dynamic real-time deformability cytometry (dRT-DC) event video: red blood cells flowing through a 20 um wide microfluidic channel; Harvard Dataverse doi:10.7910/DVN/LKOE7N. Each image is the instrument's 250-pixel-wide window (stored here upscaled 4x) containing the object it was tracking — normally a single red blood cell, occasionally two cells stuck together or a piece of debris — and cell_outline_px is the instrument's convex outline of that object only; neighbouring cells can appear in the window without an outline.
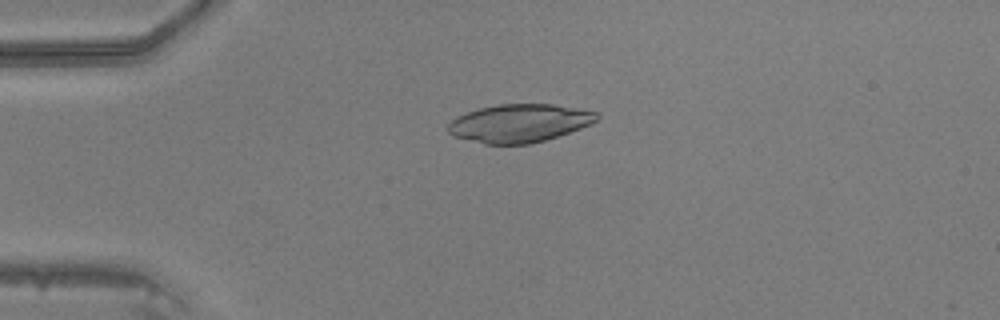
{"species": "common noctule bat (a hibernating species)", "species_latin": "Nyctalus noctula", "temperature_condition": "warm", "stored_images_in_passage": 48, "camera_frame_rate_fps": 3000, "um_per_image_px": 0.085, "animal": {"sex": "male", "body_mass_g": 20.5, "forearm_length_mm": 52.5}, "frame": {"image": 1, "passage_image": 12, "time_ms": 3.667, "image_size_px": [1000, 320], "cell_outline_px": [[600, 116], [596, 120], [580, 128], [544, 140], [528, 144], [484, 144], [456, 136], [448, 132], [448, 124], [456, 116], [480, 108], [500, 104], [552, 104], [576, 108], [596, 112]], "centroid_in_image_um": [44.12, 10.46], "position_along_channel_um": 40.9, "area_um2": 32.54}}
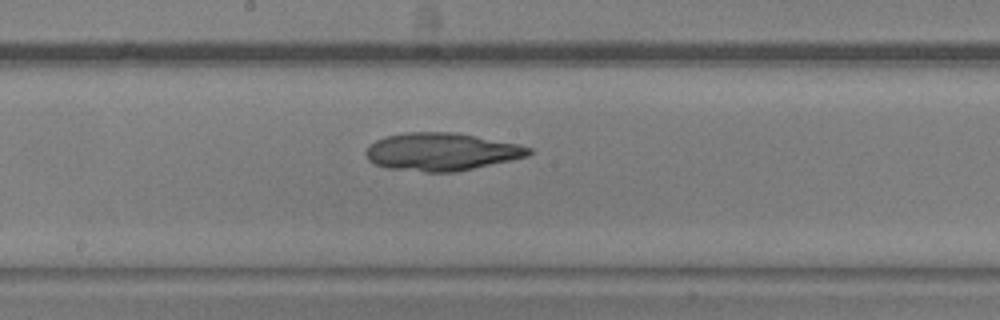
{"frame": {"image": 2, "passage_image": 26, "time_ms": 8.333, "image_size_px": [1000, 320], "cell_outline_px": [[532, 152], [528, 156], [456, 172], [424, 172], [388, 168], [372, 164], [368, 160], [364, 152], [376, 140], [384, 136], [404, 132], [452, 132], [476, 136], [516, 144], [532, 148]], "centroid_in_image_um": [37.47, 12.9], "position_along_channel_um": 210.7, "area_um2": 35.78}}
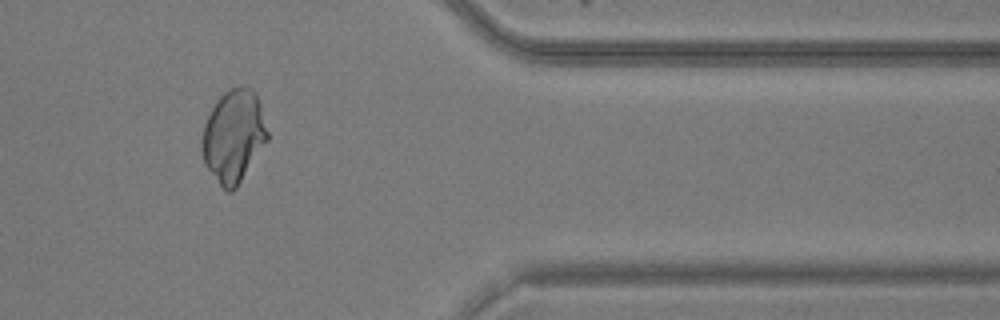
{"frame": {"image": 3, "passage_image": 40, "time_ms": 13.0, "image_size_px": [1000, 320], "cell_outline_px": [[268, 140], [236, 188], [232, 192], [228, 192], [220, 184], [204, 164], [200, 148], [200, 140], [204, 124], [216, 100], [228, 88], [248, 88], [256, 92], [260, 104], [268, 132]], "centroid_in_image_um": [19.83, 11.57], "position_along_channel_um": 391.6, "area_um2": 35.2}}